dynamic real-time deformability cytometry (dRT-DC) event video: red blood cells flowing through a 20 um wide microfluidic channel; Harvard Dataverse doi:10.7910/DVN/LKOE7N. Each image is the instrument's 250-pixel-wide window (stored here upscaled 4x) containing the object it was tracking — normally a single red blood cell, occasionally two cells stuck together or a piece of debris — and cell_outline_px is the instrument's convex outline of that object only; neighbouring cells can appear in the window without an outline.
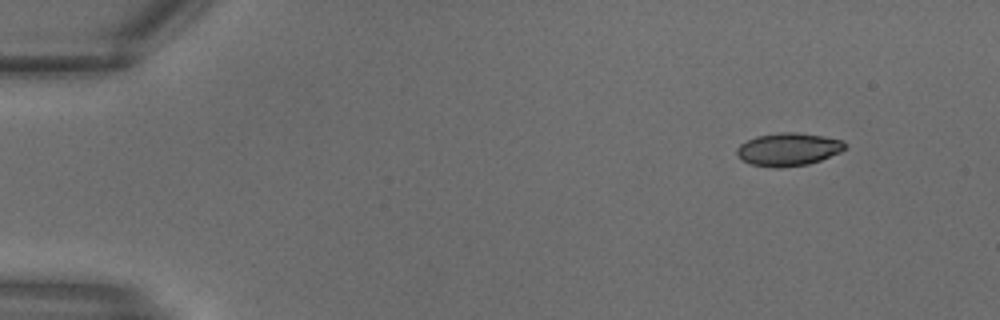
{"species": "common noctule bat (a hibernating species)", "species_latin": "Nyctalus noctula", "temperature_condition": "warm", "stored_images_in_passage": 11, "camera_frame_rate_fps": 3000, "um_per_image_px": 0.085, "animal": {"sex": "male", "body_mass_g": 18.8}, "frame": {"image": 1, "passage_image": 1, "time_ms": 0.0, "image_size_px": [1000, 320], "cell_outline_px": [[844, 148], [840, 152], [820, 160], [808, 164], [780, 168], [776, 168], [752, 164], [736, 156], [736, 148], [740, 144], [756, 136], [780, 132], [796, 132], [824, 136], [844, 140]], "centroid_in_image_um": [66.99, 12.69], "position_along_channel_um": 18.0, "area_um2": 20.69}}
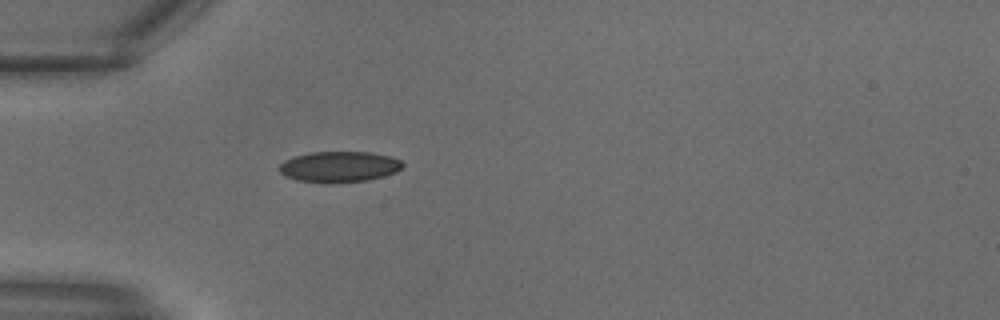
{"frame": {"image": 2, "passage_image": 7, "time_ms": 2.0, "image_size_px": [1000, 320], "cell_outline_px": [[404, 164], [396, 172], [384, 176], [368, 180], [332, 184], [324, 184], [296, 180], [284, 176], [280, 172], [280, 164], [284, 160], [292, 156], [312, 152], [368, 152], [388, 156], [400, 160]], "centroid_in_image_um": [28.79, 14.19], "position_along_channel_um": 56.2, "area_um2": 22.43}}